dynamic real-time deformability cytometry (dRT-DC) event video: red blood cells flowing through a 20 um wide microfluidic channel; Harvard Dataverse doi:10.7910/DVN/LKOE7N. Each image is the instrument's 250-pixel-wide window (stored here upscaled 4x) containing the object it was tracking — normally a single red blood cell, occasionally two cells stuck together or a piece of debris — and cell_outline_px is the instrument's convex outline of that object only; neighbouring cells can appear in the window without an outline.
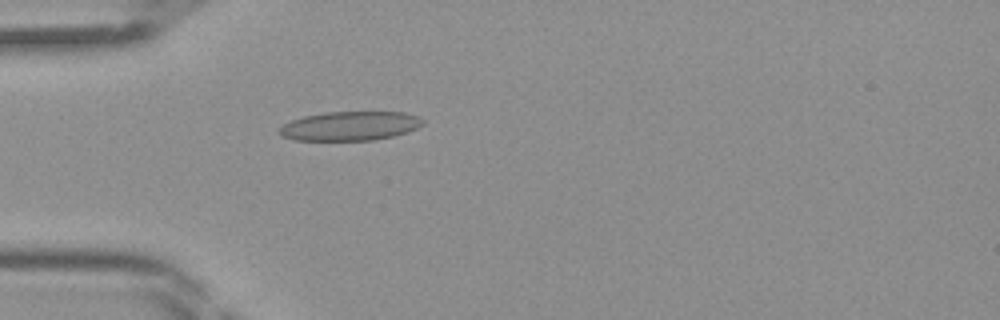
{"species": "Egyptian fruit bat (a non-hibernating species)", "species_latin": "Rousettus aegyptiacus", "temperature_condition": "room temperature", "stored_images_in_passage": 37, "camera_frame_rate_fps": 3000, "um_per_image_px": 0.085, "frame": {"image": 1, "passage_image": 6, "time_ms": 1.667, "image_size_px": [1000, 320], "cell_outline_px": [[424, 124], [408, 132], [392, 136], [372, 140], [292, 140], [280, 136], [276, 132], [284, 124], [292, 120], [304, 116], [324, 112], [404, 112], [416, 116], [424, 120]], "centroid_in_image_um": [29.72, 10.71], "position_along_channel_um": 55.3, "area_um2": 24.39}}
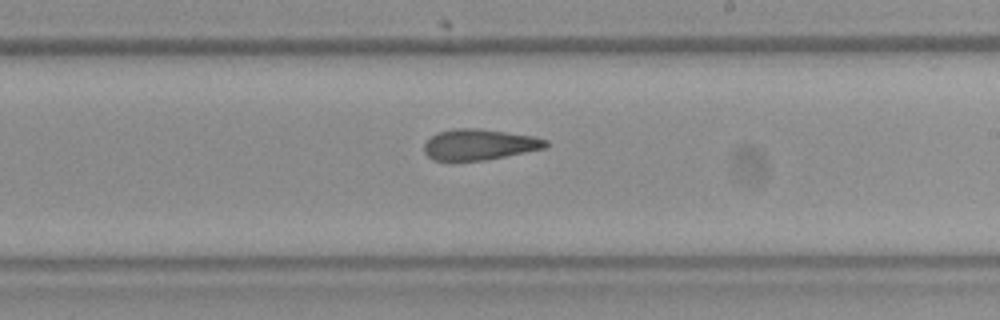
{"frame": {"image": 2, "passage_image": 19, "time_ms": 6.0, "image_size_px": [1000, 320], "cell_outline_px": [[548, 148], [484, 160], [432, 160], [424, 152], [424, 144], [436, 132], [456, 128], [480, 128], [536, 136], [548, 140]], "centroid_in_image_um": [40.78, 12.27], "position_along_channel_um": 248.2, "area_um2": 22.02}}
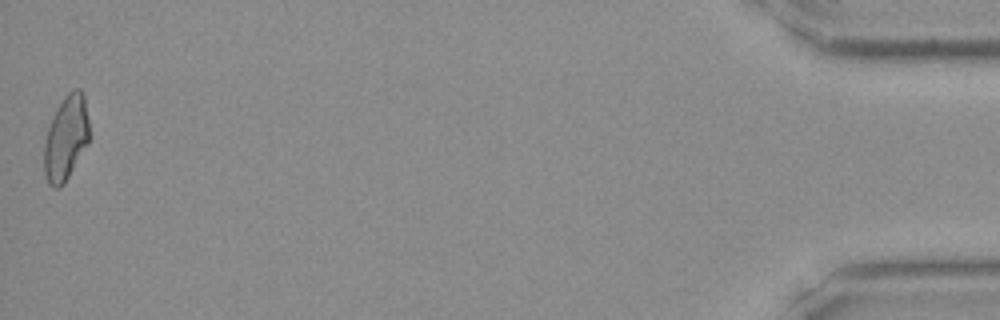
{"frame": {"image": 3, "passage_image": 37, "time_ms": 12.0, "image_size_px": [1000, 320], "cell_outline_px": [[92, 136], [88, 144], [64, 184], [60, 188], [52, 188], [48, 184], [44, 172], [44, 144], [48, 128], [52, 116], [56, 108], [64, 96], [72, 88], [80, 88], [84, 92]], "centroid_in_image_um": [5.64, 11.7], "position_along_channel_um": 429.6, "area_um2": 23.06}}